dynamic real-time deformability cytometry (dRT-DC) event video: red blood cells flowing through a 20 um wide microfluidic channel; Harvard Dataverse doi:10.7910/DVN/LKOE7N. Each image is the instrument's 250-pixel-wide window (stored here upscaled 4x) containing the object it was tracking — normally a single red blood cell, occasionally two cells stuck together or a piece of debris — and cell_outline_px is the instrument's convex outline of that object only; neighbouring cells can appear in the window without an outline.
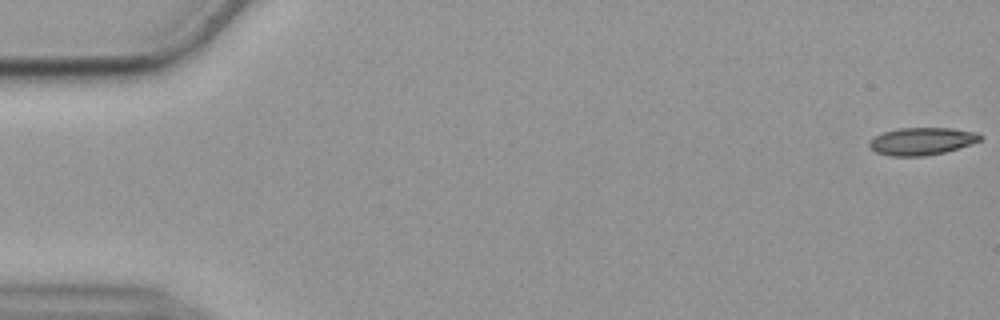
{"species": "common noctule bat (a hibernating species)", "species_latin": "Nyctalus noctula", "temperature_condition": "cold", "stored_images_in_passage": 56, "camera_frame_rate_fps": 3000, "um_per_image_px": 0.085, "animal": {"sex": "female", "body_mass_g": 19.9}, "frame": {"image": 1, "passage_image": 1, "time_ms": 0.0, "image_size_px": [1000, 320], "cell_outline_px": [[984, 136], [980, 140], [972, 144], [944, 152], [924, 156], [888, 156], [876, 152], [868, 144], [876, 136], [884, 132], [900, 128], [952, 128], [980, 132]], "centroid_in_image_um": [78.42, 12.0], "position_along_channel_um": 6.6, "area_um2": 17.74}}
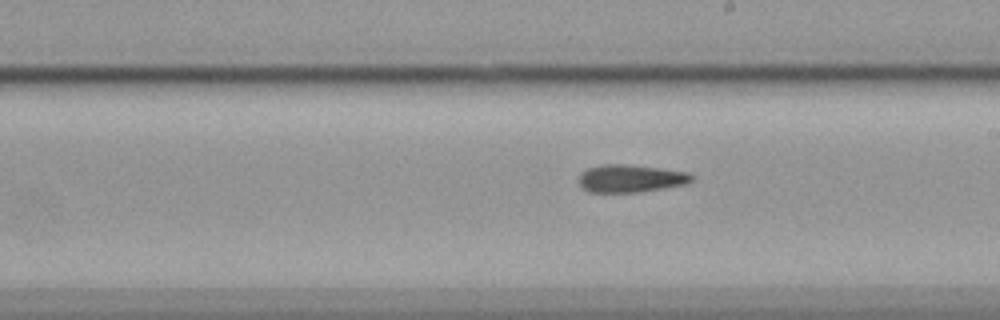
{"frame": {"image": 2, "passage_image": 32, "time_ms": 10.333, "image_size_px": [1000, 320], "cell_outline_px": [[696, 176], [688, 184], [664, 188], [636, 192], [588, 192], [580, 184], [580, 172], [588, 168], [600, 164], [628, 164], [688, 172]], "centroid_in_image_um": [53.63, 15.16], "position_along_channel_um": 235.4, "area_um2": 18.26}}
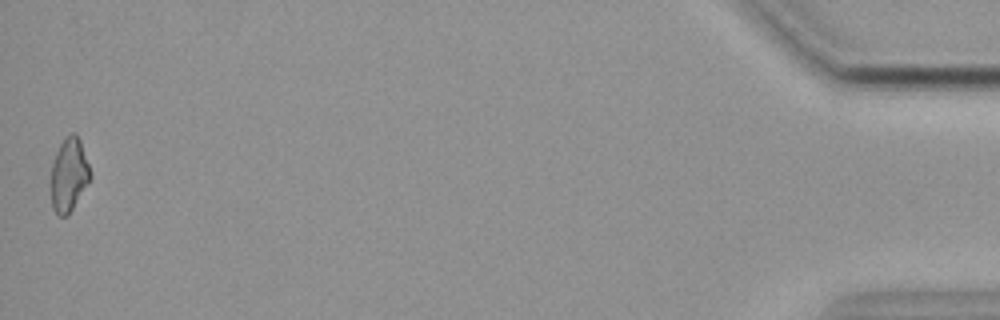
{"frame": {"image": 3, "passage_image": 56, "time_ms": 18.333, "image_size_px": [1000, 320], "cell_outline_px": [[92, 176], [68, 216], [60, 216], [52, 208], [52, 164], [56, 152], [64, 136], [72, 132], [76, 132], [80, 140]], "centroid_in_image_um": [5.87, 14.83], "position_along_channel_um": 429.3, "area_um2": 16.65}, "authors_computed_cell_mechanics": {"area_um2": 18.207, "velocity_mm_per_s": 3.5985, "shape_relaxation_time_tau1_ms": 9.0374, "shape_relaxation_time_tau2_ms": 3.6116, "deformation_change_tau1": 0.1872, "deformation_change_tau2": 0.1177}}